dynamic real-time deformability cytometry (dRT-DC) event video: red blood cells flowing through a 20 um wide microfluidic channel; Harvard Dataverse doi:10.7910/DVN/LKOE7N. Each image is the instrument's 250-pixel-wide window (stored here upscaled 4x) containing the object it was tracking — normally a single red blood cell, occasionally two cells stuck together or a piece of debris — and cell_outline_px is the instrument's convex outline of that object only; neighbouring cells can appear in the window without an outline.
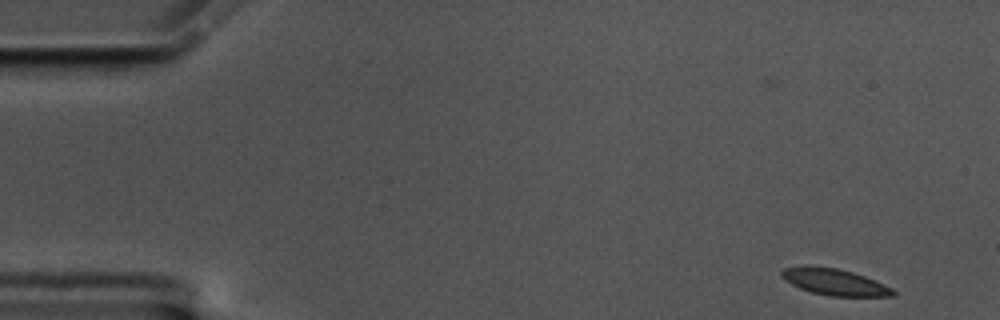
{"species": "common noctule bat (a hibernating species)", "species_latin": "Nyctalus noctula", "temperature_condition": "cold", "stored_images_in_passage": 55, "camera_frame_rate_fps": 3000, "um_per_image_px": 0.085, "animal": {"sex": "male", "body_mass_g": 17.5, "forearm_length_mm": 52.3}, "frame": {"image": 1, "passage_image": 1, "time_ms": 0.0, "image_size_px": [1000, 320], "cell_outline_px": [[896, 296], [828, 296], [812, 292], [800, 288], [784, 280], [780, 276], [780, 272], [784, 268], [804, 264], [836, 268], [852, 272], [864, 276], [892, 288], [896, 292]], "centroid_in_image_um": [70.88, 23.95], "position_along_channel_um": 14.1, "area_um2": 17.28}}
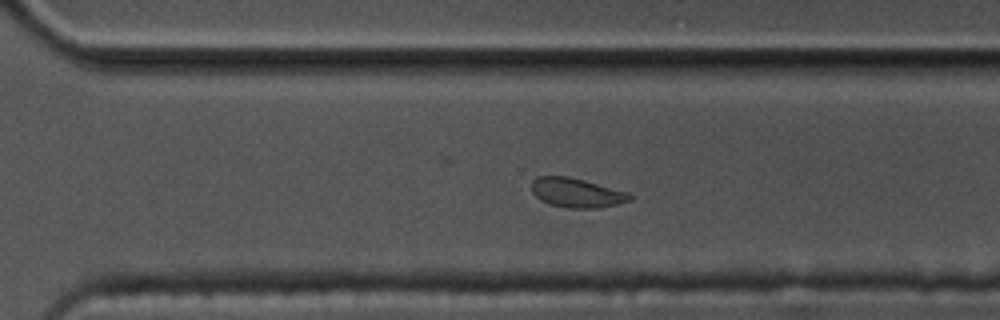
{"frame": {"image": 2, "passage_image": 37, "time_ms": 12.0, "image_size_px": [1000, 320], "cell_outline_px": [[632, 200], [600, 208], [568, 208], [548, 204], [540, 200], [532, 192], [532, 180], [536, 176], [568, 176], [584, 180], [628, 192], [632, 196]], "centroid_in_image_um": [48.99, 16.39], "position_along_channel_um": 321.6, "area_um2": 16.88}}
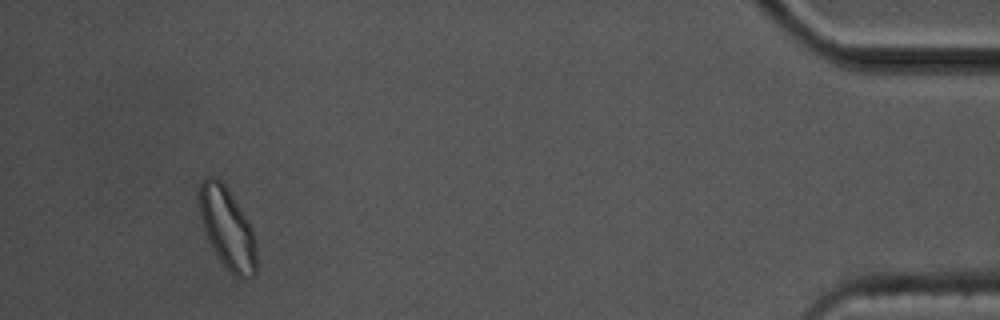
{"frame": {"image": 3, "passage_image": 51, "time_ms": 16.667, "image_size_px": [1000, 320], "cell_outline_px": [[256, 272], [252, 276], [244, 280], [240, 280], [220, 260], [208, 240], [200, 216], [200, 184], [208, 176], [212, 176], [220, 180], [224, 184], [248, 220], [252, 228], [256, 240]], "centroid_in_image_um": [19.35, 19.44], "position_along_channel_um": 415.8, "area_um2": 26.65}, "authors_computed_cell_mechanics": {"area_um2": 17.6868, "velocity_mm_per_s": 3.4925, "shape_relaxation_time_tau1_ms": 5.4703, "shape_relaxation_time_tau2_ms": 1.1099, "deformation_change_tau1": 0.1022, "deformation_change_tau2": 0.0374}}